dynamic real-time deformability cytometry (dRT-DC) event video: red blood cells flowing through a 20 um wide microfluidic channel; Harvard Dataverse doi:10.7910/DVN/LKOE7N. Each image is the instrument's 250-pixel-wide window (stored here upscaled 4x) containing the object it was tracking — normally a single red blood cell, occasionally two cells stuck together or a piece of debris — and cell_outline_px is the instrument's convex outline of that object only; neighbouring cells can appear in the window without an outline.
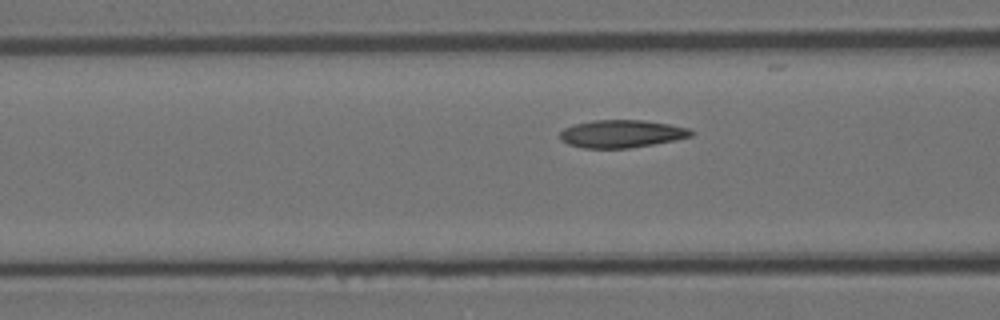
{"species": "Egyptian fruit bat (a non-hibernating species)", "species_latin": "Rousettus aegyptiacus", "temperature_condition": "room temperature", "stored_images_in_passage": 6, "camera_frame_rate_fps": 3000, "um_per_image_px": 0.085, "animal": {"sex": "female"}, "frame": {"image": 1, "passage_image": 6, "time_ms": 1.667, "image_size_px": [1000, 320], "cell_outline_px": [[696, 132], [692, 136], [676, 140], [628, 148], [584, 148], [568, 144], [560, 140], [560, 132], [564, 128], [576, 124], [592, 120], [644, 120], [668, 124], [688, 128]], "centroid_in_image_um": [52.84, 11.37], "position_along_channel_um": 113.8, "area_um2": 21.15}}